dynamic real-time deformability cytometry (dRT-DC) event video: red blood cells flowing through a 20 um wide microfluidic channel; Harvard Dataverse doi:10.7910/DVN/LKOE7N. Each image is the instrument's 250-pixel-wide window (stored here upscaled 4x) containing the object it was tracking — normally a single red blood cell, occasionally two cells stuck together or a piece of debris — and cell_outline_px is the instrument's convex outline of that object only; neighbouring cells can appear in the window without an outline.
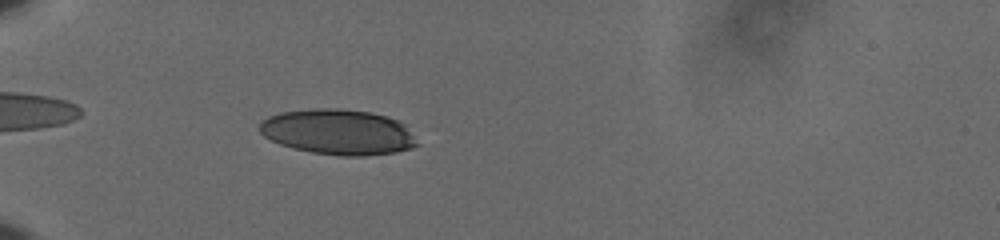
{"species": "human", "species_latin": "Homo sapiens", "temperature_condition": "cold", "stored_images_in_passage": 48, "camera_frame_rate_fps": 3000, "um_per_image_px": 0.085, "donor": {"sex": "male"}, "frame": {"image": 1, "passage_image": 9, "time_ms": 2.667, "image_size_px": [1000, 240], "cell_outline_px": [[420, 144], [412, 148], [396, 152], [364, 156], [340, 156], [312, 152], [292, 148], [280, 144], [264, 136], [260, 132], [260, 120], [268, 116], [280, 112], [320, 108], [336, 108], [372, 112], [388, 116], [400, 120], [404, 124]], "centroid_in_image_um": [28.76, 11.22], "position_along_channel_um": 56.2, "area_um2": 41.96}}
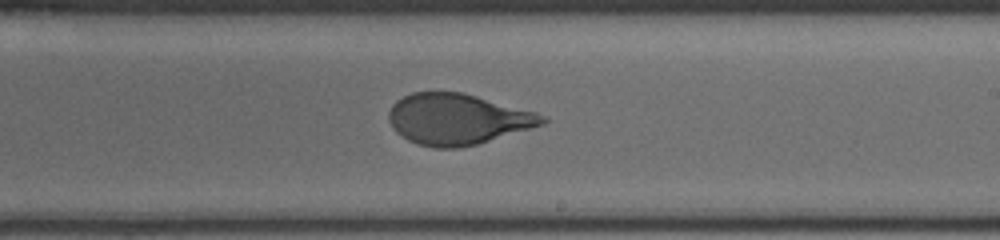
{"frame": {"image": 2, "passage_image": 27, "time_ms": 8.667, "image_size_px": [1000, 240], "cell_outline_px": [[548, 120], [544, 124], [476, 144], [460, 148], [436, 148], [416, 144], [400, 136], [392, 128], [388, 120], [388, 112], [392, 104], [396, 100], [412, 92], [464, 92], [536, 112], [544, 116]], "centroid_in_image_um": [38.84, 10.12], "position_along_channel_um": 250.2, "area_um2": 45.6}}
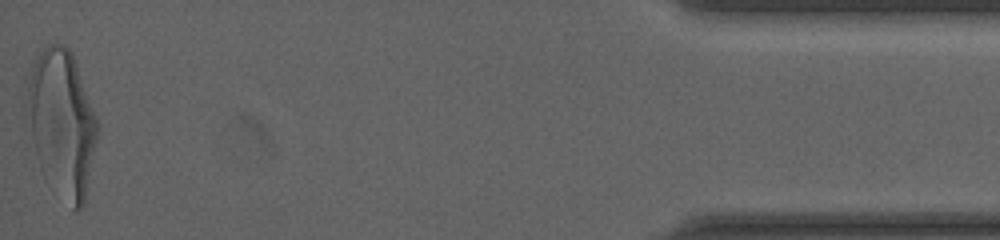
{"frame": {"image": 3, "passage_image": 48, "time_ms": 15.667, "image_size_px": [1000, 240], "cell_outline_px": [[96, 140], [84, 204], [76, 212], [72, 208], [40, 168], [24, 128], [24, 104], [32, 64], [36, 56], [48, 44], [64, 44], [72, 52], [96, 120]], "centroid_in_image_um": [5.16, 10.42], "position_along_channel_um": 430.0, "area_um2": 59.88}, "authors_computed_cell_mechanics": {"area_um2": 45.8643, "velocity_mm_per_s": 3.6182, "shape_relaxation_time_tau1_ms": 4.2249, "shape_relaxation_time_tau2_ms": null, "deformation_change_tau1": 0.1911, "deformation_change_tau2": null}}